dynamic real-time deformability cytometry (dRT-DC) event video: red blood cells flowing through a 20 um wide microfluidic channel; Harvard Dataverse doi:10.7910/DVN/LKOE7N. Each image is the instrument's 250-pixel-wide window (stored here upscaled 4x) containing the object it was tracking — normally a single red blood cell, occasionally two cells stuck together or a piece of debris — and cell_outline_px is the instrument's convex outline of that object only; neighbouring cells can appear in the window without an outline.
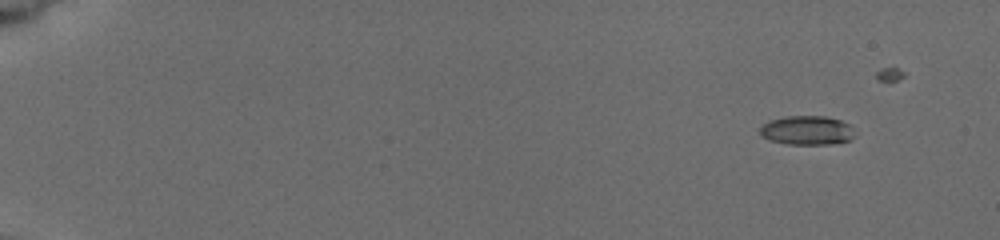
{"species": "common noctule bat (a hibernating species)", "species_latin": "Nyctalus noctula", "temperature_condition": "cold", "stored_images_in_passage": 10, "camera_frame_rate_fps": 3000, "um_per_image_px": 0.085, "animal": {"sex": "female", "body_mass_g": 19.5, "forearm_length_mm": 54.1}, "frame": {"image": 1, "passage_image": 2, "time_ms": 1.667, "image_size_px": [1000, 240], "cell_outline_px": [[856, 136], [848, 140], [828, 144], [788, 144], [768, 140], [760, 136], [760, 128], [764, 124], [772, 120], [784, 116], [824, 116], [840, 120], [848, 124]], "centroid_in_image_um": [68.56, 11.08], "position_along_channel_um": 16.4, "area_um2": 15.95}}
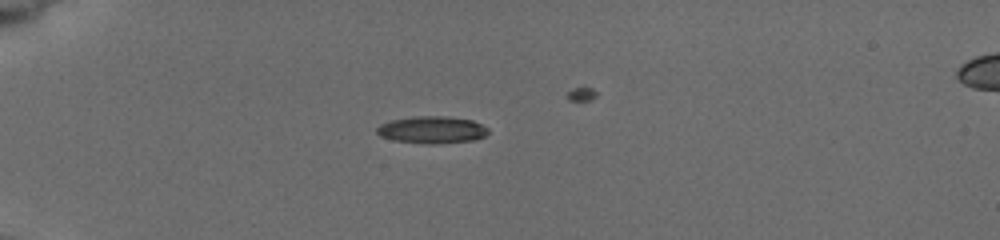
{"frame": {"image": 2, "passage_image": 6, "time_ms": 5.667, "image_size_px": [1000, 240], "cell_outline_px": [[488, 132], [484, 136], [476, 140], [436, 144], [428, 144], [392, 140], [380, 136], [376, 132], [376, 128], [380, 124], [392, 120], [416, 116], [444, 116], [472, 120], [488, 128]], "centroid_in_image_um": [36.71, 11.04], "position_along_channel_um": 48.3, "area_um2": 17.63}}
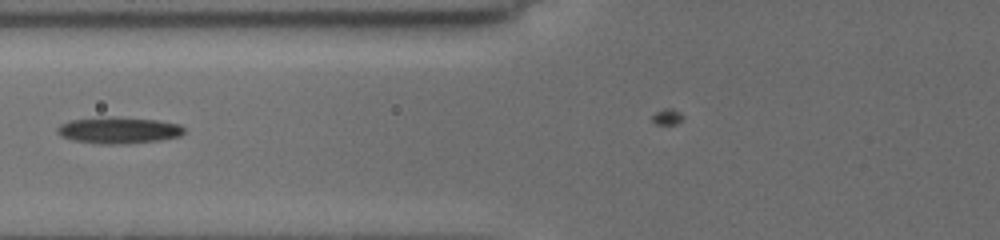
{"frame": {"image": 3, "passage_image": 9, "time_ms": 8.333, "image_size_px": [1000, 240], "cell_outline_px": [[184, 132], [180, 136], [160, 140], [124, 144], [100, 144], [72, 140], [60, 136], [56, 132], [56, 128], [60, 124], [72, 120], [108, 116], [116, 116], [156, 120], [180, 124], [184, 128]], "centroid_in_image_um": [10.06, 11.07], "position_along_channel_um": 115.7, "area_um2": 19.77}}